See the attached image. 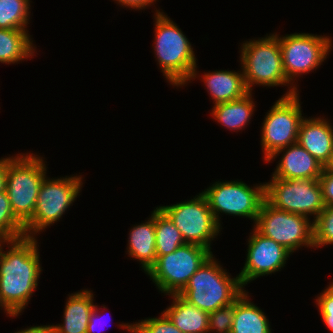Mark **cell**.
<instances>
[{
	"label": "cell",
	"mask_w": 333,
	"mask_h": 333,
	"mask_svg": "<svg viewBox=\"0 0 333 333\" xmlns=\"http://www.w3.org/2000/svg\"><path fill=\"white\" fill-rule=\"evenodd\" d=\"M38 247L37 237L0 241V298L12 314L23 313L37 289L42 273Z\"/></svg>",
	"instance_id": "cell-1"
},
{
	"label": "cell",
	"mask_w": 333,
	"mask_h": 333,
	"mask_svg": "<svg viewBox=\"0 0 333 333\" xmlns=\"http://www.w3.org/2000/svg\"><path fill=\"white\" fill-rule=\"evenodd\" d=\"M154 56L169 84L183 87L200 77L192 44L167 14L155 10Z\"/></svg>",
	"instance_id": "cell-2"
},
{
	"label": "cell",
	"mask_w": 333,
	"mask_h": 333,
	"mask_svg": "<svg viewBox=\"0 0 333 333\" xmlns=\"http://www.w3.org/2000/svg\"><path fill=\"white\" fill-rule=\"evenodd\" d=\"M218 262L212 254L178 294L207 313L234 302L245 291L239 276L233 278Z\"/></svg>",
	"instance_id": "cell-3"
},
{
	"label": "cell",
	"mask_w": 333,
	"mask_h": 333,
	"mask_svg": "<svg viewBox=\"0 0 333 333\" xmlns=\"http://www.w3.org/2000/svg\"><path fill=\"white\" fill-rule=\"evenodd\" d=\"M240 47L239 60L249 92H252V87L256 85L288 86L287 92L282 96H290L299 92L286 79L279 38L274 33L258 39H250L243 42Z\"/></svg>",
	"instance_id": "cell-4"
},
{
	"label": "cell",
	"mask_w": 333,
	"mask_h": 333,
	"mask_svg": "<svg viewBox=\"0 0 333 333\" xmlns=\"http://www.w3.org/2000/svg\"><path fill=\"white\" fill-rule=\"evenodd\" d=\"M47 168L43 157L31 152L8 157L5 190L13 214L23 225L33 217Z\"/></svg>",
	"instance_id": "cell-5"
},
{
	"label": "cell",
	"mask_w": 333,
	"mask_h": 333,
	"mask_svg": "<svg viewBox=\"0 0 333 333\" xmlns=\"http://www.w3.org/2000/svg\"><path fill=\"white\" fill-rule=\"evenodd\" d=\"M83 187L82 175L44 178L41 183L33 217L24 225L26 237L35 238L45 228L60 221L73 205Z\"/></svg>",
	"instance_id": "cell-6"
},
{
	"label": "cell",
	"mask_w": 333,
	"mask_h": 333,
	"mask_svg": "<svg viewBox=\"0 0 333 333\" xmlns=\"http://www.w3.org/2000/svg\"><path fill=\"white\" fill-rule=\"evenodd\" d=\"M212 254L203 246L185 243L174 252L156 258L146 274L161 293L168 296L179 294Z\"/></svg>",
	"instance_id": "cell-7"
},
{
	"label": "cell",
	"mask_w": 333,
	"mask_h": 333,
	"mask_svg": "<svg viewBox=\"0 0 333 333\" xmlns=\"http://www.w3.org/2000/svg\"><path fill=\"white\" fill-rule=\"evenodd\" d=\"M201 193L220 226V213L249 218L255 224L265 200V183L250 186L240 180L217 181Z\"/></svg>",
	"instance_id": "cell-8"
},
{
	"label": "cell",
	"mask_w": 333,
	"mask_h": 333,
	"mask_svg": "<svg viewBox=\"0 0 333 333\" xmlns=\"http://www.w3.org/2000/svg\"><path fill=\"white\" fill-rule=\"evenodd\" d=\"M286 79L296 88V78L309 74L322 65L333 46L331 36L293 33L279 36ZM295 83V84H294Z\"/></svg>",
	"instance_id": "cell-9"
},
{
	"label": "cell",
	"mask_w": 333,
	"mask_h": 333,
	"mask_svg": "<svg viewBox=\"0 0 333 333\" xmlns=\"http://www.w3.org/2000/svg\"><path fill=\"white\" fill-rule=\"evenodd\" d=\"M253 226L263 236L276 241L291 253L305 246L314 248L313 220L300 214L276 209L266 200L263 201Z\"/></svg>",
	"instance_id": "cell-10"
},
{
	"label": "cell",
	"mask_w": 333,
	"mask_h": 333,
	"mask_svg": "<svg viewBox=\"0 0 333 333\" xmlns=\"http://www.w3.org/2000/svg\"><path fill=\"white\" fill-rule=\"evenodd\" d=\"M265 200L276 209L300 214L313 222L325 209L319 179H278L265 182Z\"/></svg>",
	"instance_id": "cell-11"
},
{
	"label": "cell",
	"mask_w": 333,
	"mask_h": 333,
	"mask_svg": "<svg viewBox=\"0 0 333 333\" xmlns=\"http://www.w3.org/2000/svg\"><path fill=\"white\" fill-rule=\"evenodd\" d=\"M299 92L281 96L265 114L261 130L263 160L266 162L278 151L297 143L302 120Z\"/></svg>",
	"instance_id": "cell-12"
},
{
	"label": "cell",
	"mask_w": 333,
	"mask_h": 333,
	"mask_svg": "<svg viewBox=\"0 0 333 333\" xmlns=\"http://www.w3.org/2000/svg\"><path fill=\"white\" fill-rule=\"evenodd\" d=\"M158 207L178 228L185 243L197 244L211 251V243L222 226L216 221L201 192L191 200Z\"/></svg>",
	"instance_id": "cell-13"
},
{
	"label": "cell",
	"mask_w": 333,
	"mask_h": 333,
	"mask_svg": "<svg viewBox=\"0 0 333 333\" xmlns=\"http://www.w3.org/2000/svg\"><path fill=\"white\" fill-rule=\"evenodd\" d=\"M248 240L246 261L238 274L243 287L261 276L281 271L291 252L276 241L263 236L254 226Z\"/></svg>",
	"instance_id": "cell-14"
},
{
	"label": "cell",
	"mask_w": 333,
	"mask_h": 333,
	"mask_svg": "<svg viewBox=\"0 0 333 333\" xmlns=\"http://www.w3.org/2000/svg\"><path fill=\"white\" fill-rule=\"evenodd\" d=\"M280 154L282 156L271 175L272 177L286 180L320 178L324 166L298 143L278 150L267 162L274 161Z\"/></svg>",
	"instance_id": "cell-15"
},
{
	"label": "cell",
	"mask_w": 333,
	"mask_h": 333,
	"mask_svg": "<svg viewBox=\"0 0 333 333\" xmlns=\"http://www.w3.org/2000/svg\"><path fill=\"white\" fill-rule=\"evenodd\" d=\"M297 143L325 166L333 155L332 123L323 116L305 117L300 124Z\"/></svg>",
	"instance_id": "cell-16"
},
{
	"label": "cell",
	"mask_w": 333,
	"mask_h": 333,
	"mask_svg": "<svg viewBox=\"0 0 333 333\" xmlns=\"http://www.w3.org/2000/svg\"><path fill=\"white\" fill-rule=\"evenodd\" d=\"M201 78L214 105L238 100L249 93L241 69L237 72L233 70L204 72Z\"/></svg>",
	"instance_id": "cell-17"
},
{
	"label": "cell",
	"mask_w": 333,
	"mask_h": 333,
	"mask_svg": "<svg viewBox=\"0 0 333 333\" xmlns=\"http://www.w3.org/2000/svg\"><path fill=\"white\" fill-rule=\"evenodd\" d=\"M93 300L94 294L88 289L68 295L63 324H52L54 333H87L90 314L96 305Z\"/></svg>",
	"instance_id": "cell-18"
},
{
	"label": "cell",
	"mask_w": 333,
	"mask_h": 333,
	"mask_svg": "<svg viewBox=\"0 0 333 333\" xmlns=\"http://www.w3.org/2000/svg\"><path fill=\"white\" fill-rule=\"evenodd\" d=\"M127 254L130 258L140 262L145 273L155 264L156 246H155V209L151 217L134 225L128 237Z\"/></svg>",
	"instance_id": "cell-19"
},
{
	"label": "cell",
	"mask_w": 333,
	"mask_h": 333,
	"mask_svg": "<svg viewBox=\"0 0 333 333\" xmlns=\"http://www.w3.org/2000/svg\"><path fill=\"white\" fill-rule=\"evenodd\" d=\"M172 303L163 312L183 333H208L209 313L188 303L180 295H169Z\"/></svg>",
	"instance_id": "cell-20"
},
{
	"label": "cell",
	"mask_w": 333,
	"mask_h": 333,
	"mask_svg": "<svg viewBox=\"0 0 333 333\" xmlns=\"http://www.w3.org/2000/svg\"><path fill=\"white\" fill-rule=\"evenodd\" d=\"M246 290L235 300L230 333H272L267 315L249 298Z\"/></svg>",
	"instance_id": "cell-21"
},
{
	"label": "cell",
	"mask_w": 333,
	"mask_h": 333,
	"mask_svg": "<svg viewBox=\"0 0 333 333\" xmlns=\"http://www.w3.org/2000/svg\"><path fill=\"white\" fill-rule=\"evenodd\" d=\"M253 99L252 92H249L238 100L215 104L210 114L226 129L242 131L254 116L256 106Z\"/></svg>",
	"instance_id": "cell-22"
},
{
	"label": "cell",
	"mask_w": 333,
	"mask_h": 333,
	"mask_svg": "<svg viewBox=\"0 0 333 333\" xmlns=\"http://www.w3.org/2000/svg\"><path fill=\"white\" fill-rule=\"evenodd\" d=\"M28 31L0 28V63L15 64L38 54Z\"/></svg>",
	"instance_id": "cell-23"
},
{
	"label": "cell",
	"mask_w": 333,
	"mask_h": 333,
	"mask_svg": "<svg viewBox=\"0 0 333 333\" xmlns=\"http://www.w3.org/2000/svg\"><path fill=\"white\" fill-rule=\"evenodd\" d=\"M155 208V246L158 258L174 252L185 241L171 219L159 207Z\"/></svg>",
	"instance_id": "cell-24"
},
{
	"label": "cell",
	"mask_w": 333,
	"mask_h": 333,
	"mask_svg": "<svg viewBox=\"0 0 333 333\" xmlns=\"http://www.w3.org/2000/svg\"><path fill=\"white\" fill-rule=\"evenodd\" d=\"M30 0H0V28L27 30Z\"/></svg>",
	"instance_id": "cell-25"
},
{
	"label": "cell",
	"mask_w": 333,
	"mask_h": 333,
	"mask_svg": "<svg viewBox=\"0 0 333 333\" xmlns=\"http://www.w3.org/2000/svg\"><path fill=\"white\" fill-rule=\"evenodd\" d=\"M26 237L24 225L12 212L6 190L0 192V241Z\"/></svg>",
	"instance_id": "cell-26"
},
{
	"label": "cell",
	"mask_w": 333,
	"mask_h": 333,
	"mask_svg": "<svg viewBox=\"0 0 333 333\" xmlns=\"http://www.w3.org/2000/svg\"><path fill=\"white\" fill-rule=\"evenodd\" d=\"M120 328L130 333H183L162 311L160 317L146 318L138 322L118 324Z\"/></svg>",
	"instance_id": "cell-27"
},
{
	"label": "cell",
	"mask_w": 333,
	"mask_h": 333,
	"mask_svg": "<svg viewBox=\"0 0 333 333\" xmlns=\"http://www.w3.org/2000/svg\"><path fill=\"white\" fill-rule=\"evenodd\" d=\"M327 245H333V206H325L314 221V248Z\"/></svg>",
	"instance_id": "cell-28"
},
{
	"label": "cell",
	"mask_w": 333,
	"mask_h": 333,
	"mask_svg": "<svg viewBox=\"0 0 333 333\" xmlns=\"http://www.w3.org/2000/svg\"><path fill=\"white\" fill-rule=\"evenodd\" d=\"M234 309L235 301L209 313L208 333H230Z\"/></svg>",
	"instance_id": "cell-29"
},
{
	"label": "cell",
	"mask_w": 333,
	"mask_h": 333,
	"mask_svg": "<svg viewBox=\"0 0 333 333\" xmlns=\"http://www.w3.org/2000/svg\"><path fill=\"white\" fill-rule=\"evenodd\" d=\"M317 295L315 303L326 327L333 333V282Z\"/></svg>",
	"instance_id": "cell-30"
},
{
	"label": "cell",
	"mask_w": 333,
	"mask_h": 333,
	"mask_svg": "<svg viewBox=\"0 0 333 333\" xmlns=\"http://www.w3.org/2000/svg\"><path fill=\"white\" fill-rule=\"evenodd\" d=\"M325 206H333V173L325 168L319 178Z\"/></svg>",
	"instance_id": "cell-31"
},
{
	"label": "cell",
	"mask_w": 333,
	"mask_h": 333,
	"mask_svg": "<svg viewBox=\"0 0 333 333\" xmlns=\"http://www.w3.org/2000/svg\"><path fill=\"white\" fill-rule=\"evenodd\" d=\"M117 5H121L123 8H131V10H145L153 6L158 0H114ZM148 7V8H146Z\"/></svg>",
	"instance_id": "cell-32"
},
{
	"label": "cell",
	"mask_w": 333,
	"mask_h": 333,
	"mask_svg": "<svg viewBox=\"0 0 333 333\" xmlns=\"http://www.w3.org/2000/svg\"><path fill=\"white\" fill-rule=\"evenodd\" d=\"M98 305H95L94 310L92 311V313L90 314V319H89V323L87 325V333H95L98 332L99 329L100 331L102 330L101 328H104L102 325H104L103 323H101V328H99L98 325H100V322H102V316L101 314V309H103L102 307H100V309L98 308ZM100 317V318H99ZM102 319V320H101ZM101 320V321H100ZM99 328V329H98ZM98 329V330H97Z\"/></svg>",
	"instance_id": "cell-33"
},
{
	"label": "cell",
	"mask_w": 333,
	"mask_h": 333,
	"mask_svg": "<svg viewBox=\"0 0 333 333\" xmlns=\"http://www.w3.org/2000/svg\"><path fill=\"white\" fill-rule=\"evenodd\" d=\"M0 158V192L5 191L7 183L8 157Z\"/></svg>",
	"instance_id": "cell-34"
},
{
	"label": "cell",
	"mask_w": 333,
	"mask_h": 333,
	"mask_svg": "<svg viewBox=\"0 0 333 333\" xmlns=\"http://www.w3.org/2000/svg\"><path fill=\"white\" fill-rule=\"evenodd\" d=\"M14 333H54L52 325H38L21 329Z\"/></svg>",
	"instance_id": "cell-35"
},
{
	"label": "cell",
	"mask_w": 333,
	"mask_h": 333,
	"mask_svg": "<svg viewBox=\"0 0 333 333\" xmlns=\"http://www.w3.org/2000/svg\"><path fill=\"white\" fill-rule=\"evenodd\" d=\"M0 309L2 310H4V313H6V315L8 316V317H11V318H13V317H18L19 316V314H12L5 306H4V304H3V302L1 301V298H0Z\"/></svg>",
	"instance_id": "cell-36"
},
{
	"label": "cell",
	"mask_w": 333,
	"mask_h": 333,
	"mask_svg": "<svg viewBox=\"0 0 333 333\" xmlns=\"http://www.w3.org/2000/svg\"><path fill=\"white\" fill-rule=\"evenodd\" d=\"M324 168L328 171L333 173V155L330 158V161L324 166Z\"/></svg>",
	"instance_id": "cell-37"
}]
</instances>
